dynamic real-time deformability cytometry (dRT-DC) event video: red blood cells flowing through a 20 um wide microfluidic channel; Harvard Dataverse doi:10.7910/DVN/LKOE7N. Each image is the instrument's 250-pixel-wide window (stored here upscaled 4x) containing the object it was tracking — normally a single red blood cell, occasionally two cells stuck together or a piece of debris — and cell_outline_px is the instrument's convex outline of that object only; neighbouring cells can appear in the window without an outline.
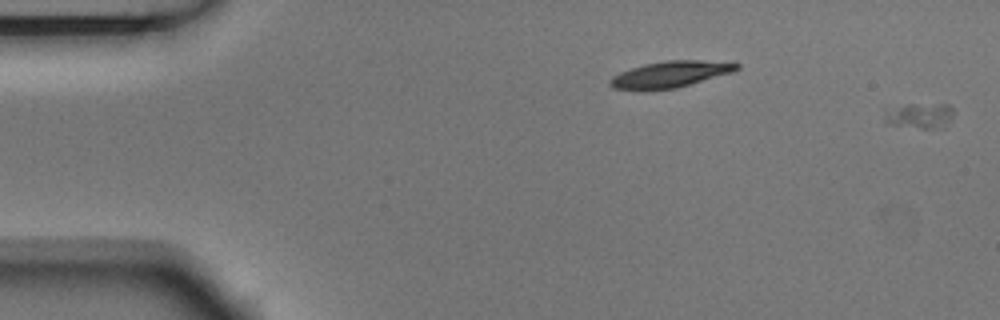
{"species": "Egyptian fruit bat (a non-hibernating species)", "species_latin": "Rousettus aegyptiacus", "temperature_condition": "room temperature", "stored_images_in_passage": 2, "segment_of_instrument_passage": [2, 2], "camera_frame_rate_fps": 3000, "um_per_image_px": 0.085, "animal": {"sex": "male"}, "frame": {"image": 1, "passage_image": 2, "time_ms": 0.333, "image_size_px": [1000, 320], "cell_outline_px": [[952, 112], [944, 128], [920, 128], [896, 124], [884, 120], [884, 108], [908, 104], [948, 104], [952, 108]], "centroid_in_image_um": [78.13, 9.8], "position_along_channel_um": 6.9, "area_um2": 10.06}}